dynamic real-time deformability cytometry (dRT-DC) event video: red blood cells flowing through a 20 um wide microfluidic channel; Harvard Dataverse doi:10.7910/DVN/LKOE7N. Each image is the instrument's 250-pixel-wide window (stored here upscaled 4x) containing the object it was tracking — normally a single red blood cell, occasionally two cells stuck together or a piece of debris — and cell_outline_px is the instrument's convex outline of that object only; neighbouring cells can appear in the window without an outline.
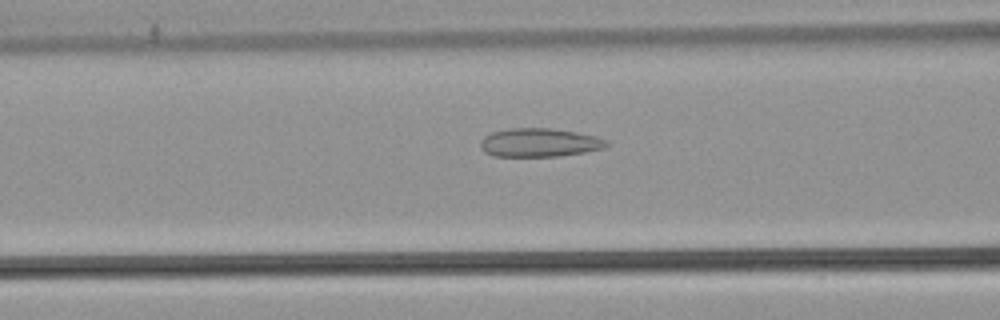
{"species": "common noctule bat (a hibernating species)", "species_latin": "Nyctalus noctula", "temperature_condition": "warm", "stored_images_in_passage": 36, "camera_frame_rate_fps": 3000, "um_per_image_px": 0.085, "animal": {"sex": "male", "body_mass_g": 21.5, "forearm_length_mm": 52.0}, "frame": {"image": 1, "passage_image": 11, "time_ms": 3.333, "image_size_px": [1000, 320], "cell_outline_px": [[608, 144], [604, 148], [584, 152], [560, 156], [492, 156], [484, 152], [480, 148], [480, 140], [484, 136], [492, 132], [508, 128], [552, 128], [576, 132], [596, 136], [608, 140]], "centroid_in_image_um": [45.82, 12.11], "position_along_channel_um": 120.8, "area_um2": 21.15}}
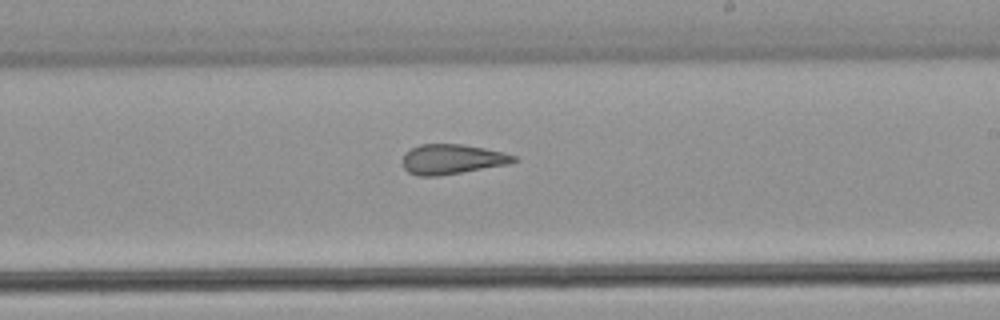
{"frame": {"image": 2, "passage_image": 21, "time_ms": 6.667, "image_size_px": [1000, 320], "cell_outline_px": [[520, 160], [508, 164], [436, 176], [416, 176], [408, 172], [404, 168], [400, 160], [404, 152], [420, 144], [464, 144], [504, 152], [516, 156]], "centroid_in_image_um": [38.38, 13.52], "position_along_channel_um": 250.6, "area_um2": 19.54}}
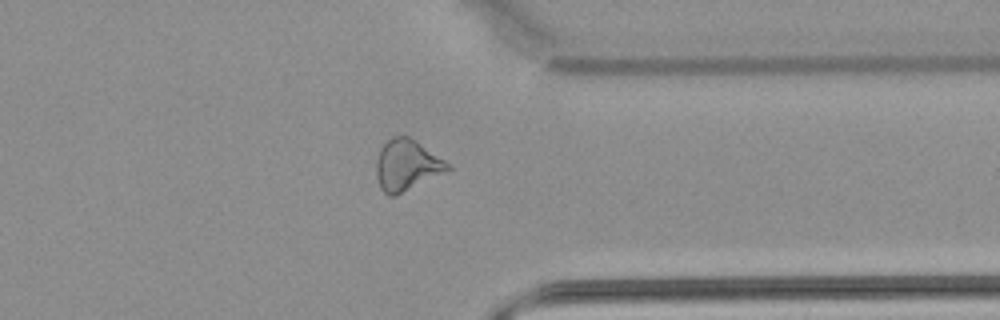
{"frame": {"image": 3, "passage_image": 31, "time_ms": 10.0, "image_size_px": [1000, 320], "cell_outline_px": [[452, 168], [396, 196], [388, 196], [380, 188], [376, 176], [376, 160], [380, 148], [392, 136], [408, 136], [416, 140], [452, 164]], "centroid_in_image_um": [34.57, 14.03], "position_along_channel_um": 376.8, "area_um2": 21.33}}